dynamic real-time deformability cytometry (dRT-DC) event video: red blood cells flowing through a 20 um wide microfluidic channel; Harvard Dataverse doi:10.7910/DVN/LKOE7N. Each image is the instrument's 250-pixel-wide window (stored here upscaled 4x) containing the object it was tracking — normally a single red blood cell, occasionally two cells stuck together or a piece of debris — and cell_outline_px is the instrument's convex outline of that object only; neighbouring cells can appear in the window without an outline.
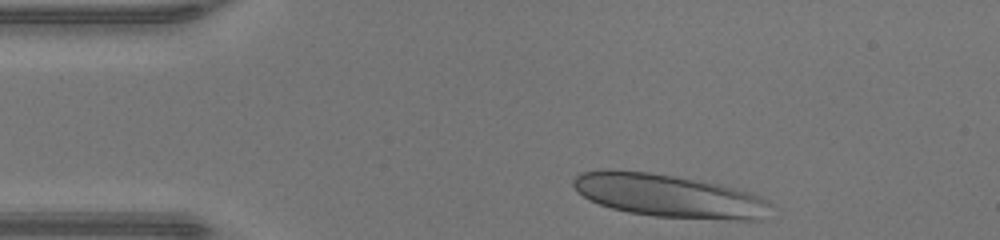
{"species": "human", "species_latin": "Homo sapiens", "temperature_condition": "warm", "stored_images_in_passage": 32, "camera_frame_rate_fps": 3000, "um_per_image_px": 0.085, "donor": {"sex": "male"}, "frame": {"image": 1, "passage_image": 1, "time_ms": 0.0, "image_size_px": [1000, 240], "cell_outline_px": [[772, 204], [764, 220], [736, 220], [656, 216], [628, 212], [612, 208], [588, 200], [572, 184], [572, 180], [580, 172], [608, 168], [612, 168], [648, 172], [700, 180], [720, 184], [748, 192], [760, 196], [768, 200]], "centroid_in_image_um": [56.86, 16.63], "position_along_channel_um": 28.1, "area_um2": 49.71}}
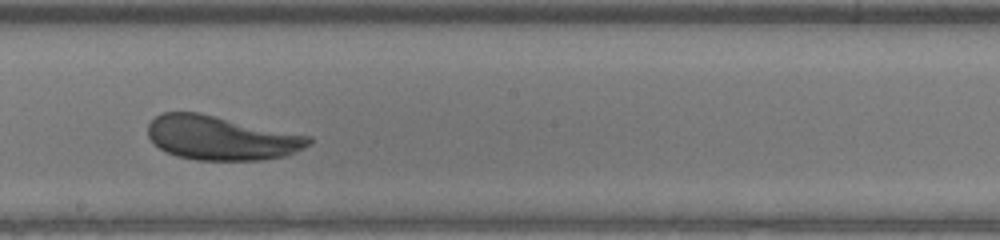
{"frame": {"image": 2, "passage_image": 19, "time_ms": 6.0, "image_size_px": [1000, 240], "cell_outline_px": [[312, 144], [284, 156], [264, 160], [196, 160], [176, 156], [152, 144], [148, 136], [148, 124], [156, 116], [164, 112], [200, 112], [312, 136]], "centroid_in_image_um": [18.8, 11.72], "position_along_channel_um": 229.4, "area_um2": 41.67}}
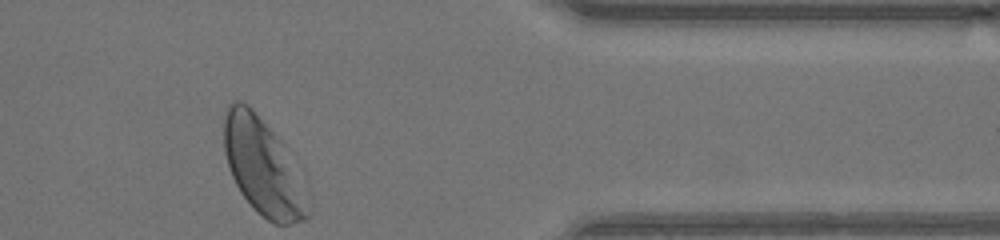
{"frame": {"image": 3, "passage_image": 32, "time_ms": 10.333, "image_size_px": [1000, 240], "cell_outline_px": [[312, 212], [304, 220], [292, 224], [272, 224], [256, 212], [240, 192], [232, 176], [224, 152], [224, 120], [228, 104], [232, 100], [240, 100], [248, 104], [252, 108], [284, 144]], "centroid_in_image_um": [22.31, 14.2], "position_along_channel_um": 389.1, "area_um2": 46.7}, "authors_computed_cell_mechanics": {"area_um2": 42.0206, "velocity_mm_per_s": 4.2504, "shape_relaxation_time_tau1_ms": 2.7867, "shape_relaxation_time_tau2_ms": 0.6444, "deformation_change_tau1": 0.1574, "deformation_change_tau2": 0.0624}}